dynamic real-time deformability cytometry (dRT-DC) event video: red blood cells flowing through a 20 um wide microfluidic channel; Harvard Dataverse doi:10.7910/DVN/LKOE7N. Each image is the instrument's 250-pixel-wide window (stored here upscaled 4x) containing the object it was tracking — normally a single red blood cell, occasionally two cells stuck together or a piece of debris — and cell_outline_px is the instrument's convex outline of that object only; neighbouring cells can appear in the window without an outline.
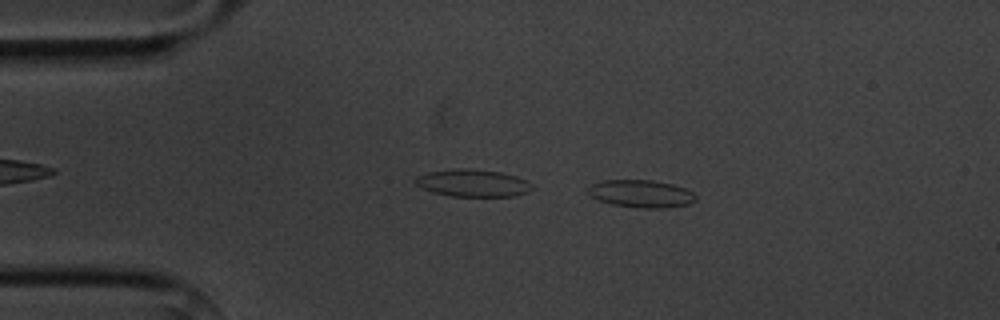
{"species": "common noctule bat (a hibernating species)", "species_latin": "Nyctalus noctula", "temperature_condition": "cold", "stored_images_in_passage": 6, "camera_frame_rate_fps": 3000, "um_per_image_px": 0.085, "animal": {"sex": "male", "body_mass_g": 20.1, "forearm_length_mm": 53.5}, "frame": {"image": 1, "passage_image": 3, "time_ms": 2.333, "image_size_px": [1000, 320], "cell_outline_px": [[696, 200], [688, 204], [660, 208], [636, 208], [612, 204], [600, 200], [592, 196], [584, 188], [592, 184], [604, 180], [652, 180], [672, 184], [684, 188], [692, 192], [696, 196]], "centroid_in_image_um": [54.47, 16.46], "position_along_channel_um": 30.5, "area_um2": 17.22}}
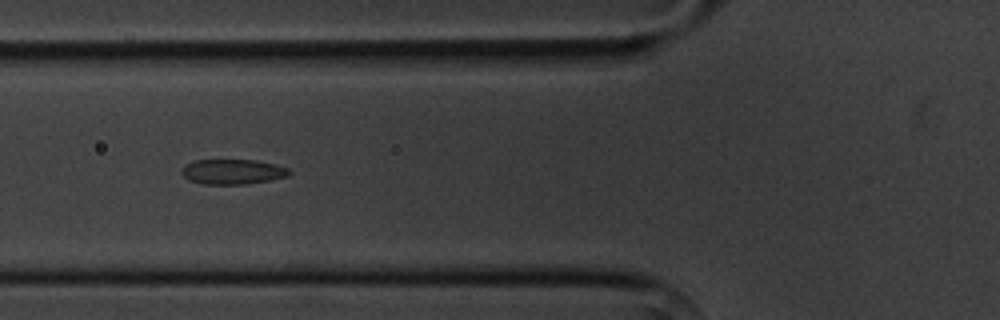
{"frame": {"image": 2, "passage_image": 6, "time_ms": 5.667, "image_size_px": [1000, 320], "cell_outline_px": [[292, 172], [288, 176], [268, 180], [244, 184], [200, 184], [188, 180], [180, 172], [184, 164], [192, 160], [256, 160], [288, 168]], "centroid_in_image_um": [19.71, 14.59], "position_along_channel_um": 106.1, "area_um2": 15.72}}